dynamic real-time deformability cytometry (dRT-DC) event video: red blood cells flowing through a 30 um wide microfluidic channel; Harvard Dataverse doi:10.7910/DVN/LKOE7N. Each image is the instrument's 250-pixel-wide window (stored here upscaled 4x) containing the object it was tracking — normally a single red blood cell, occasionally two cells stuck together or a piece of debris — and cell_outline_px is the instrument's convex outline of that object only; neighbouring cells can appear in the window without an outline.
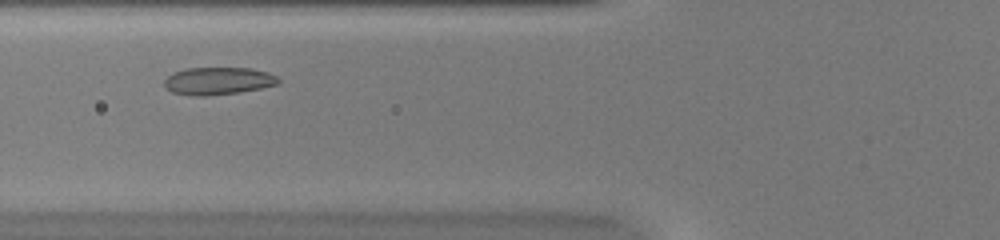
{"species": "common noctule bat (a hibernating species)", "species_latin": "Nyctalus noctula", "temperature_condition": "warm", "stored_images_in_passage": 29, "camera_frame_rate_fps": 3000, "um_per_image_px": 0.085, "animal": {"sex": "female", "body_mass_g": 20.0, "forearm_length_mm": 54.0}, "frame": {"image": 1, "passage_image": 6, "time_ms": 1.667, "image_size_px": [1000, 240], "cell_outline_px": [[280, 80], [276, 84], [260, 88], [240, 92], [204, 96], [192, 96], [172, 92], [164, 84], [164, 80], [172, 72], [188, 68], [248, 68], [268, 72], [276, 76]], "centroid_in_image_um": [18.51, 6.88], "position_along_channel_um": 107.3, "area_um2": 18.15}}
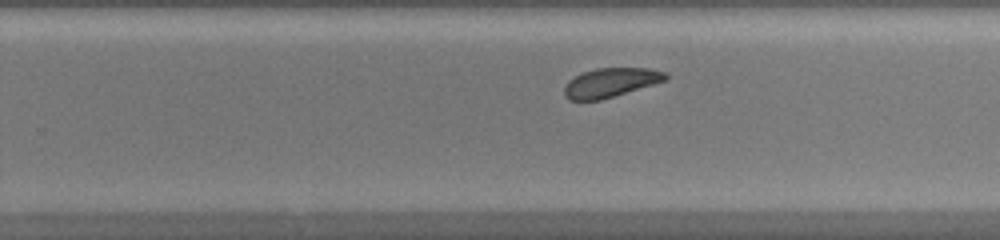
{"frame": {"image": 2, "passage_image": 19, "time_ms": 6.0, "image_size_px": [1000, 240], "cell_outline_px": [[668, 80], [600, 100], [568, 100], [564, 96], [564, 88], [568, 80], [584, 72], [596, 68], [648, 68], [668, 72]], "centroid_in_image_um": [51.93, 7.01], "position_along_channel_um": 277.9, "area_um2": 17.22}}
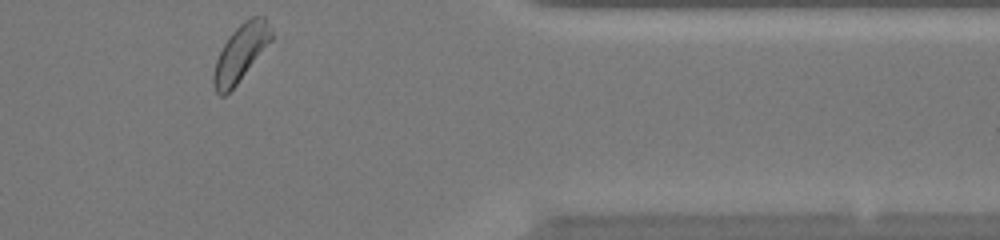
{"frame": {"image": 3, "passage_image": 29, "time_ms": 9.333, "image_size_px": [1000, 240], "cell_outline_px": [[272, 40], [236, 84], [224, 96], [220, 96], [216, 92], [212, 84], [212, 76], [216, 60], [224, 44], [232, 32], [244, 20], [252, 16], [264, 16], [272, 28]], "centroid_in_image_um": [20.45, 4.48], "position_along_channel_um": 390.9, "area_um2": 18.84}, "authors_computed_cell_mechanics": {"area_um2": 17.7446, "velocity_mm_per_s": 3.9467, "shape_relaxation_time_tau1_ms": 2.2501, "shape_relaxation_time_tau2_ms": 1.5464, "deformation_change_tau1": 0.0883, "deformation_change_tau2": 0.0746}}